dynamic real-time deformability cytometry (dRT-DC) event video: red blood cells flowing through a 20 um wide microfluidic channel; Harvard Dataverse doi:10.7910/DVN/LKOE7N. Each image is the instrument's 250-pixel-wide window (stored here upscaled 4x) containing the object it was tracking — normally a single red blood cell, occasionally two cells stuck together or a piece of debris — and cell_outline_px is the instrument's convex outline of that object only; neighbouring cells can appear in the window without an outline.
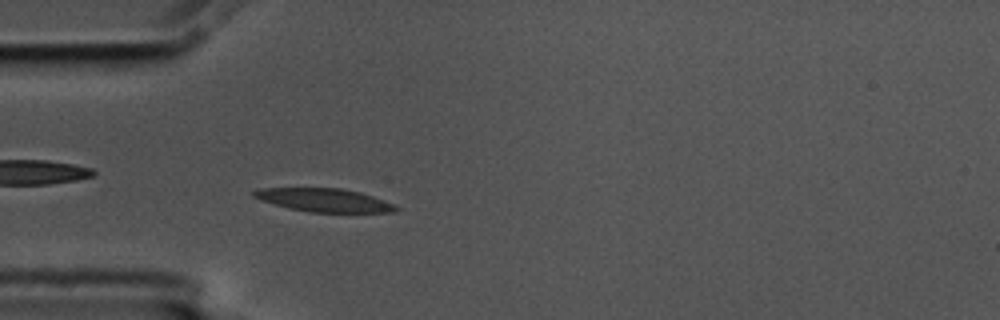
{"species": "common noctule bat (a hibernating species)", "species_latin": "Nyctalus noctula", "temperature_condition": "cold", "stored_images_in_passage": 54, "camera_frame_rate_fps": 3000, "um_per_image_px": 0.085, "animal": {"sex": "male", "body_mass_g": 17.5, "forearm_length_mm": 52.3}, "frame": {"image": 1, "passage_image": 14, "time_ms": 4.333, "image_size_px": [1000, 320], "cell_outline_px": [[400, 208], [396, 212], [308, 212], [288, 208], [260, 200], [252, 196], [252, 192], [260, 188], [340, 188], [360, 192], [372, 196], [392, 204]], "centroid_in_image_um": [27.52, 17.01], "position_along_channel_um": 57.5, "area_um2": 19.19}}
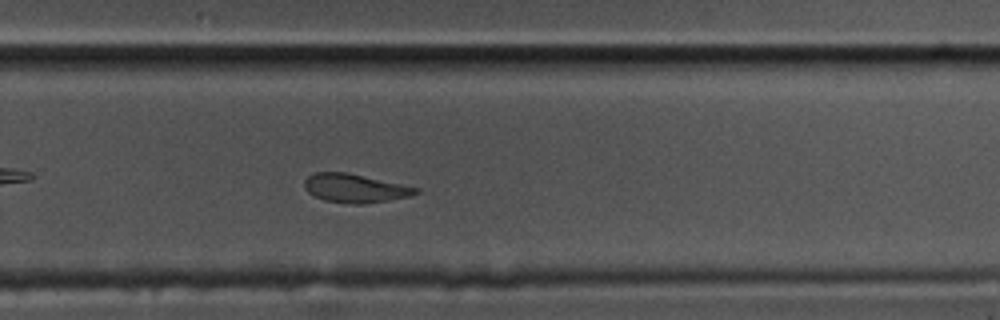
{"frame": {"image": 2, "passage_image": 35, "time_ms": 11.333, "image_size_px": [1000, 320], "cell_outline_px": [[420, 192], [408, 196], [388, 200], [364, 204], [352, 204], [324, 200], [308, 192], [304, 188], [304, 180], [308, 176], [316, 172], [348, 172], [420, 188]], "centroid_in_image_um": [30.17, 15.99], "position_along_channel_um": 299.6, "area_um2": 18.55}}
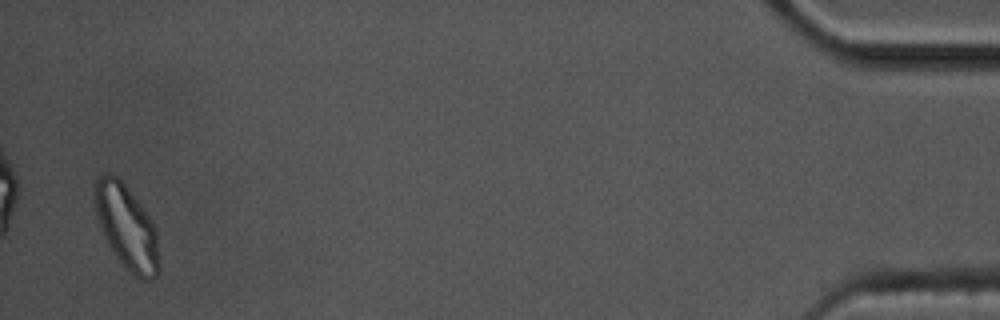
{"frame": {"image": 3, "passage_image": 53, "time_ms": 17.333, "image_size_px": [1000, 320], "cell_outline_px": [[160, 272], [152, 280], [140, 280], [128, 272], [112, 252], [104, 236], [96, 212], [92, 196], [96, 180], [100, 176], [108, 172], [116, 176], [124, 184], [144, 208], [156, 228], [160, 264]], "centroid_in_image_um": [10.78, 19.35], "position_along_channel_um": 424.4, "area_um2": 31.96}, "authors_computed_cell_mechanics": {"area_um2": 19.5653, "velocity_mm_per_s": 3.5192, "shape_relaxation_time_tau1_ms": 9.5123, "shape_relaxation_time_tau2_ms": 3.2728, "deformation_change_tau1": 0.2185, "deformation_change_tau2": 0.0855}}